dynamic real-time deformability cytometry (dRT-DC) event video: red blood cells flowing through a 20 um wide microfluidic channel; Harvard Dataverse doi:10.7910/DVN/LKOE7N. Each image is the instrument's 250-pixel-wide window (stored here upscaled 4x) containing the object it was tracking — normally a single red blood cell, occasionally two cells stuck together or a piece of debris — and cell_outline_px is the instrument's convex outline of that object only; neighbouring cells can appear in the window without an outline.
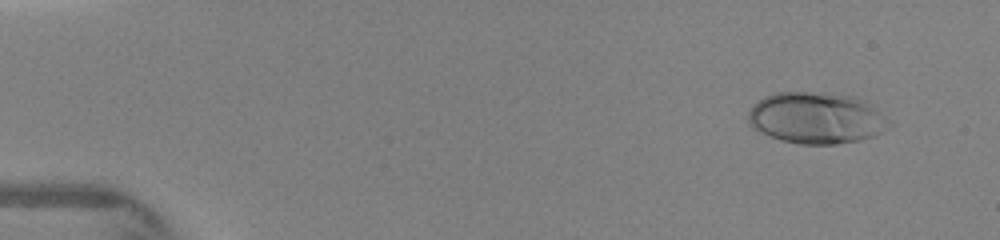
{"species": "human", "species_latin": "Homo sapiens", "temperature_condition": "warm", "stored_images_in_passage": 4, "camera_frame_rate_fps": 3000, "um_per_image_px": 0.085, "donor": {"sex": "female"}, "frame": {"image": 1, "passage_image": 1, "time_ms": 0.0, "image_size_px": [1000, 240], "cell_outline_px": [[892, 124], [888, 128], [872, 136], [860, 140], [836, 144], [800, 144], [780, 140], [760, 132], [752, 128], [748, 124], [748, 112], [752, 104], [764, 96], [772, 92], [824, 92], [856, 96], [864, 100], [876, 108]], "centroid_in_image_um": [69.35, 10.01], "position_along_channel_um": 15.6, "area_um2": 42.66}}
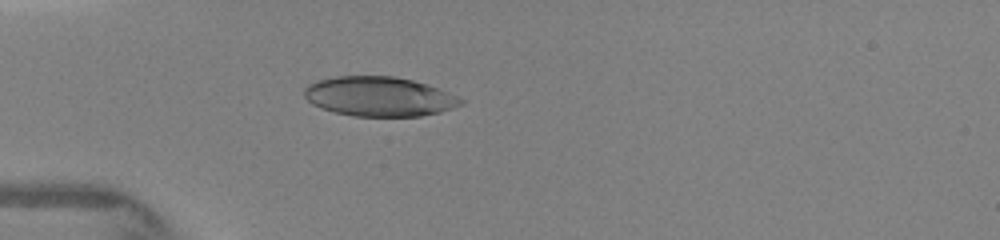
{"frame": {"image": 2, "passage_image": 4, "time_ms": 3.333, "image_size_px": [1000, 240], "cell_outline_px": [[464, 104], [440, 112], [420, 116], [352, 116], [336, 112], [312, 104], [304, 96], [304, 88], [308, 84], [316, 80], [336, 76], [392, 76], [412, 80], [428, 84], [448, 92], [464, 100]], "centroid_in_image_um": [32.23, 8.2], "position_along_channel_um": 52.8, "area_um2": 36.07}}